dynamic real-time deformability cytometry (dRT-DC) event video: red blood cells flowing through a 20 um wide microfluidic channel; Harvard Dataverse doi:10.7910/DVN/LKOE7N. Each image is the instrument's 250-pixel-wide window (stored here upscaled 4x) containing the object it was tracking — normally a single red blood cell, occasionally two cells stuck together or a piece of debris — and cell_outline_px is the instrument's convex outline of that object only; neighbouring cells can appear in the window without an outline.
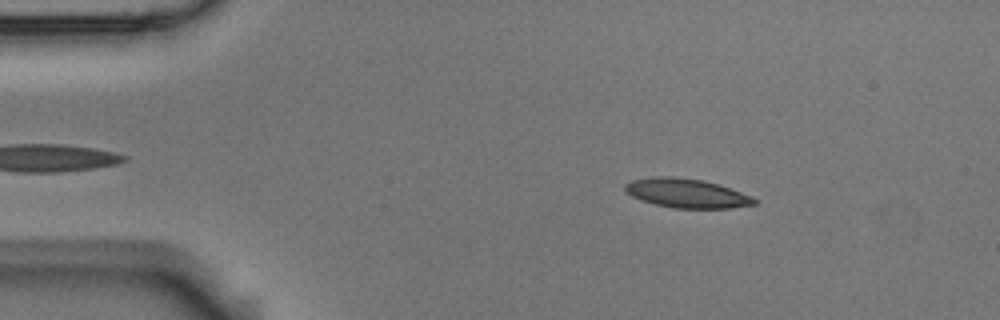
{"species": "Egyptian fruit bat (a non-hibernating species)", "species_latin": "Rousettus aegyptiacus", "temperature_condition": "room temperature", "stored_images_in_passage": 3, "camera_frame_rate_fps": 3000, "um_per_image_px": 0.085, "animal": {"sex": "male"}, "frame": {"image": 1, "passage_image": 1, "time_ms": 0.0, "image_size_px": [1000, 320], "cell_outline_px": [[756, 204], [728, 208], [672, 208], [656, 204], [632, 196], [624, 188], [624, 184], [632, 180], [652, 176], [672, 176], [704, 180], [720, 184], [752, 196], [756, 200]], "centroid_in_image_um": [58.38, 16.41], "position_along_channel_um": 26.6, "area_um2": 21.91}}